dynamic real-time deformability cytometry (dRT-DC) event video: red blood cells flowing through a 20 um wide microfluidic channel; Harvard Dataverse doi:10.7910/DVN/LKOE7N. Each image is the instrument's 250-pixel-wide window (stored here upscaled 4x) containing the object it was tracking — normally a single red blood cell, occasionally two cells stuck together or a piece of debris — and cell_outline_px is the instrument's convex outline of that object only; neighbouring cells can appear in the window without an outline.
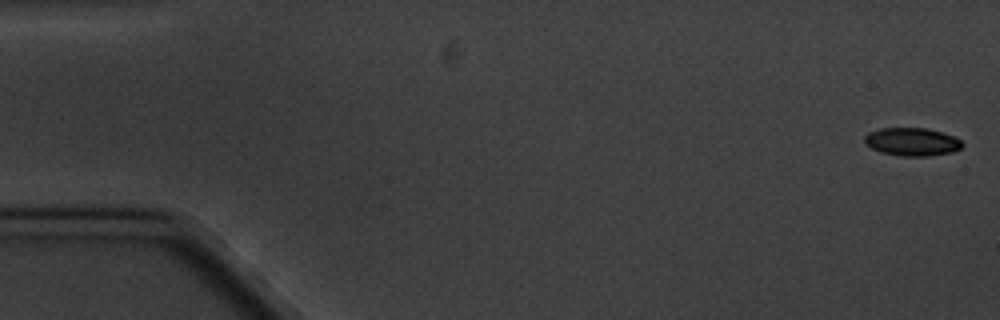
{"species": "common noctule bat (a hibernating species)", "species_latin": "Nyctalus noctula", "temperature_condition": "cold", "stored_images_in_passage": 9, "camera_frame_rate_fps": 3000, "um_per_image_px": 0.085, "animal": {"sex": "male", "body_mass_g": 20.1, "forearm_length_mm": 53.5}, "frame": {"image": 1, "passage_image": 1, "time_ms": 0.0, "image_size_px": [1000, 320], "cell_outline_px": [[964, 144], [960, 148], [952, 152], [928, 156], [900, 156], [880, 152], [864, 144], [864, 136], [868, 132], [880, 128], [928, 128], [944, 132], [956, 136]], "centroid_in_image_um": [77.52, 12.04], "position_along_channel_um": 7.5, "area_um2": 16.24}}
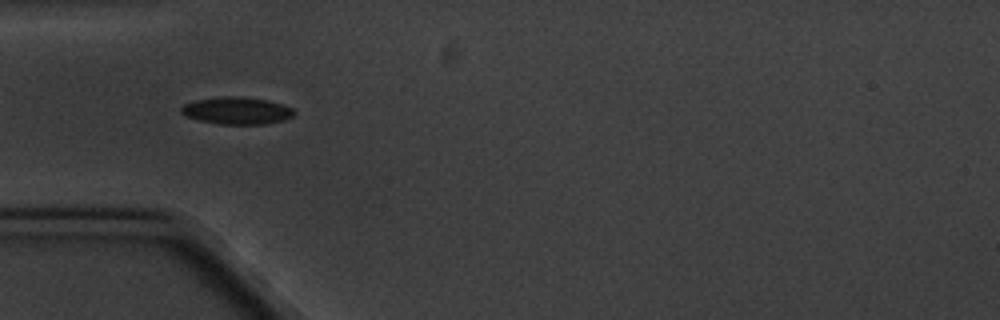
{"frame": {"image": 2, "passage_image": 6, "time_ms": 5.667, "image_size_px": [1000, 320], "cell_outline_px": [[292, 116], [280, 120], [264, 124], [220, 124], [200, 120], [184, 116], [180, 112], [180, 108], [184, 104], [196, 100], [224, 96], [236, 96], [268, 100], [284, 104], [292, 108]], "centroid_in_image_um": [20.08, 9.4], "position_along_channel_um": 64.9, "area_um2": 17.69}}